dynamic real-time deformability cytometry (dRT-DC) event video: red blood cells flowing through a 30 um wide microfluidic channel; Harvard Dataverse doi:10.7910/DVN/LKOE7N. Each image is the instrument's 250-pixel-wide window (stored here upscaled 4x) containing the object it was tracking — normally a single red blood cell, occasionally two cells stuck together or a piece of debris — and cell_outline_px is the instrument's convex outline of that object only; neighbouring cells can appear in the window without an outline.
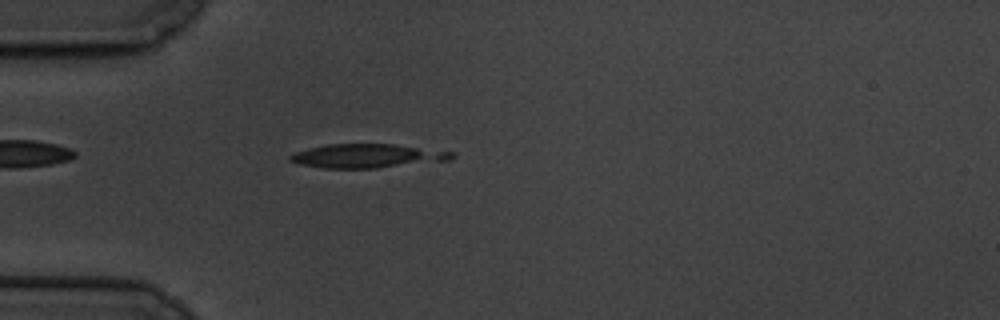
{"species": "common noctule bat (a hibernating species)", "species_latin": "Nyctalus noctula", "temperature_condition": "cold", "stored_images_in_passage": 6, "camera_frame_rate_fps": 3000, "um_per_image_px": 0.085, "animal": {"sex": "male", "body_mass_g": 19.5, "forearm_length_mm": 54.6}, "frame": {"image": 1, "passage_image": 2, "time_ms": 1.0, "image_size_px": [1000, 320], "cell_outline_px": [[456, 156], [452, 160], [376, 168], [324, 168], [300, 164], [288, 160], [288, 156], [296, 152], [308, 148], [324, 144], [392, 144], [456, 152]], "centroid_in_image_um": [31.24, 13.25], "position_along_channel_um": 53.8, "area_um2": 22.6}}